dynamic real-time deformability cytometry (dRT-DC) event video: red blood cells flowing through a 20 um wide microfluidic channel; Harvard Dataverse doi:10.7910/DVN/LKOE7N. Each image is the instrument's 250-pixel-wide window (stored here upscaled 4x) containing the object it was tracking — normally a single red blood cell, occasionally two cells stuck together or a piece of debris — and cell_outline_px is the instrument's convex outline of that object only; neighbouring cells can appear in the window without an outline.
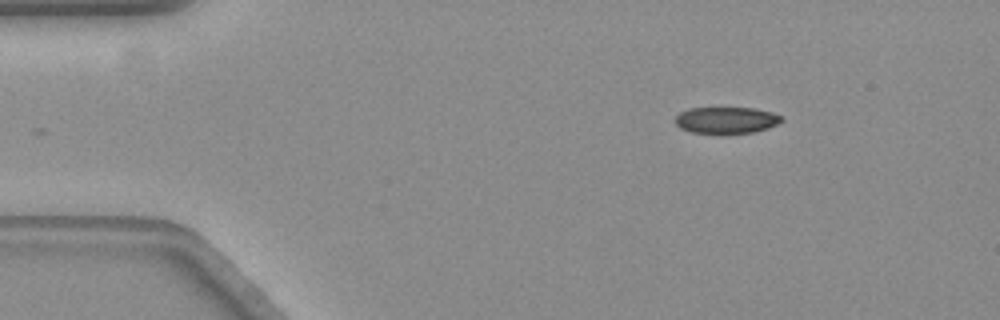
{"species": "common noctule bat (a hibernating species)", "species_latin": "Nyctalus noctula", "temperature_condition": "warm", "stored_images_in_passage": 9, "camera_frame_rate_fps": 3000, "um_per_image_px": 0.085, "animal": {"sex": "female", "body_mass_g": 19.3, "forearm_length_mm": 54.1}, "frame": {"image": 1, "passage_image": 1, "time_ms": 0.0, "image_size_px": [1000, 320], "cell_outline_px": [[784, 120], [776, 124], [752, 132], [692, 132], [680, 128], [676, 124], [676, 116], [680, 112], [688, 108], [720, 104], [756, 108], [772, 112], [780, 116]], "centroid_in_image_um": [61.69, 10.12], "position_along_channel_um": 23.3, "area_um2": 16.94}}